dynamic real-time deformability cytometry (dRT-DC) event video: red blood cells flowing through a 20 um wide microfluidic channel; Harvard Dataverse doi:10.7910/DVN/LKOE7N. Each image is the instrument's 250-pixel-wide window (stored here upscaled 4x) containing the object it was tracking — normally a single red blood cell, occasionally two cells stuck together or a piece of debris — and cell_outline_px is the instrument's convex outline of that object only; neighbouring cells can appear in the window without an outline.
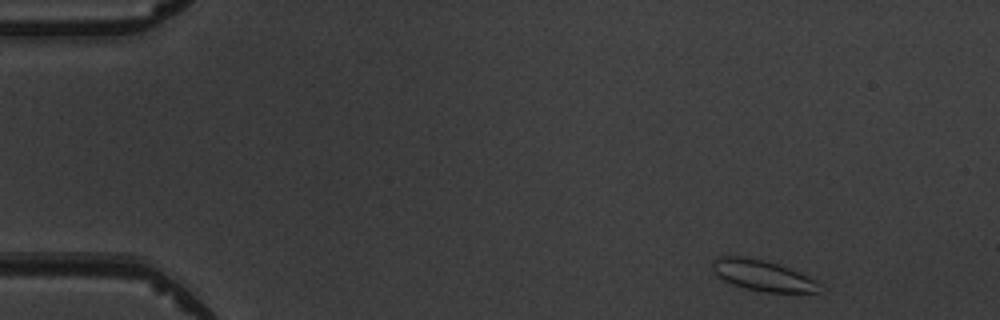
{"species": "common noctule bat (a hibernating species)", "species_latin": "Nyctalus noctula", "temperature_condition": "warm", "stored_images_in_passage": 4, "camera_frame_rate_fps": 3000, "um_per_image_px": 0.085, "animal": {"sex": "male", "body_mass_g": 19.5, "forearm_length_mm": 54.6}, "frame": {"image": 1, "passage_image": 1, "time_ms": 0.0, "image_size_px": [1000, 320], "cell_outline_px": [[820, 292], [764, 292], [744, 288], [732, 284], [724, 280], [712, 268], [712, 260], [720, 256], [744, 256], [764, 260], [780, 264], [808, 276], [816, 280]], "centroid_in_image_um": [64.81, 23.4], "position_along_channel_um": 20.2, "area_um2": 19.07}}
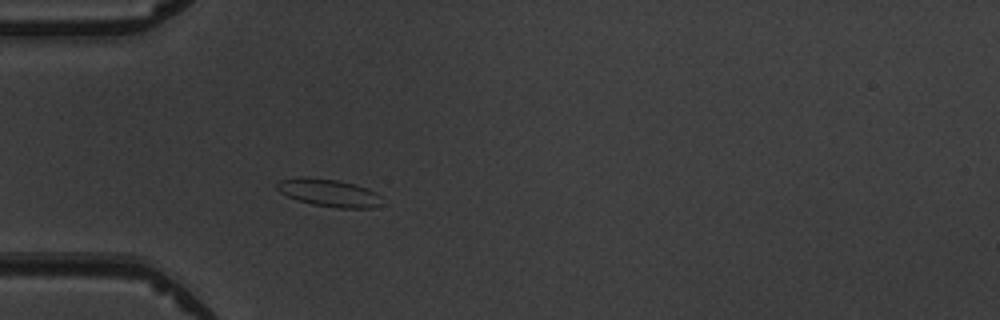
{"frame": {"image": 2, "passage_image": 4, "time_ms": 3.333, "image_size_px": [1000, 320], "cell_outline_px": [[380, 196], [376, 204], [372, 208], [336, 208], [312, 204], [296, 200], [280, 192], [276, 188], [276, 184], [280, 180], [300, 176], [308, 176], [336, 180], [352, 184], [376, 192]], "centroid_in_image_um": [27.85, 16.37], "position_along_channel_um": 57.1, "area_um2": 16.65}}